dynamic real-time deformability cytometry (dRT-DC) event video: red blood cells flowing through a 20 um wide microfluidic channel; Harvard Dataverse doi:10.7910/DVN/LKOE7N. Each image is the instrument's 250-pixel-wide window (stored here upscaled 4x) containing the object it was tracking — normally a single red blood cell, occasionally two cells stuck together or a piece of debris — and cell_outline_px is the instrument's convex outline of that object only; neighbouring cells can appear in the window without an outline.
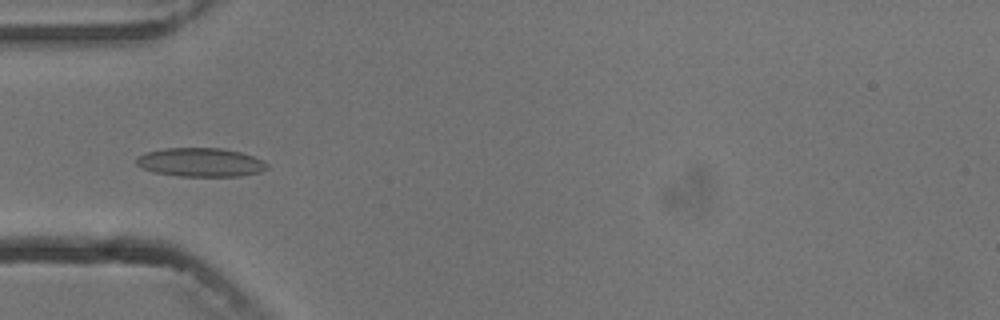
{"species": "common noctule bat (a hibernating species)", "species_latin": "Nyctalus noctula", "temperature_condition": "cold", "stored_images_in_passage": 7, "camera_frame_rate_fps": 3000, "um_per_image_px": 0.085, "animal": {"sex": "male", "body_mass_g": 13.3}, "frame": {"image": 1, "passage_image": 5, "time_ms": 5.0, "image_size_px": [1000, 320], "cell_outline_px": [[268, 168], [260, 172], [240, 176], [180, 176], [152, 172], [136, 164], [136, 156], [148, 152], [164, 148], [220, 148], [240, 152], [252, 156], [268, 164]], "centroid_in_image_um": [17.03, 13.8], "position_along_channel_um": 68.0, "area_um2": 21.79}}
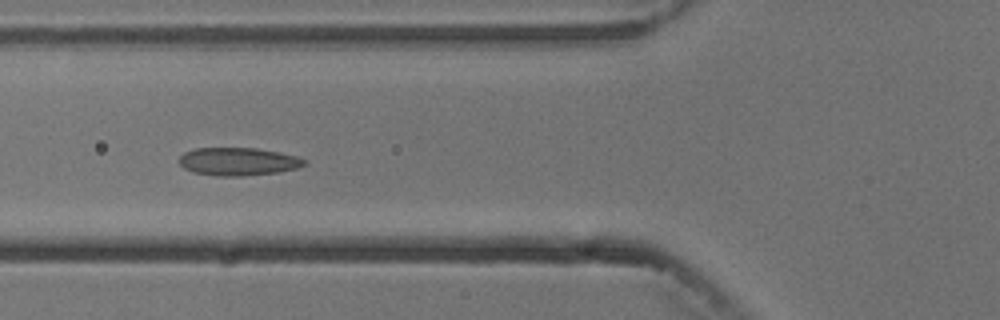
{"frame": {"image": 2, "passage_image": 6, "time_ms": 6.0, "image_size_px": [1000, 320], "cell_outline_px": [[308, 160], [304, 164], [296, 168], [280, 172], [240, 176], [216, 176], [192, 172], [184, 168], [180, 164], [180, 156], [184, 152], [196, 148], [256, 148], [280, 152], [296, 156]], "centroid_in_image_um": [20.24, 13.73], "position_along_channel_um": 105.6, "area_um2": 20.4}}
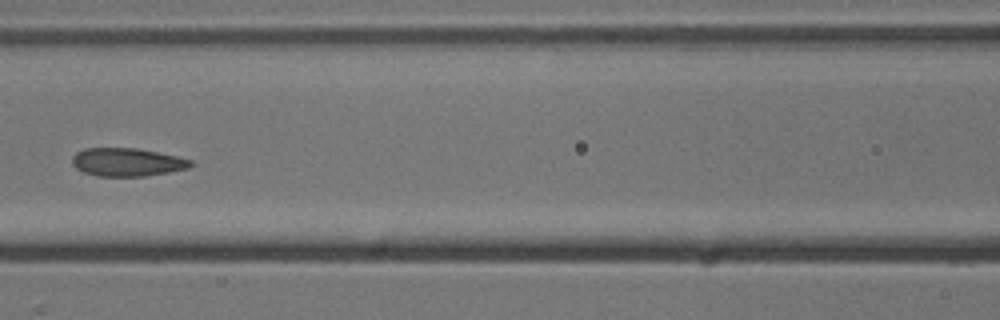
{"frame": {"image": 3, "passage_image": 7, "time_ms": 7.333, "image_size_px": [1000, 320], "cell_outline_px": [[196, 164], [188, 168], [168, 172], [144, 176], [96, 176], [84, 172], [76, 168], [72, 164], [72, 156], [76, 152], [84, 148], [136, 148], [176, 156], [192, 160]], "centroid_in_image_um": [10.79, 13.78], "position_along_channel_um": 155.8, "area_um2": 19.48}}